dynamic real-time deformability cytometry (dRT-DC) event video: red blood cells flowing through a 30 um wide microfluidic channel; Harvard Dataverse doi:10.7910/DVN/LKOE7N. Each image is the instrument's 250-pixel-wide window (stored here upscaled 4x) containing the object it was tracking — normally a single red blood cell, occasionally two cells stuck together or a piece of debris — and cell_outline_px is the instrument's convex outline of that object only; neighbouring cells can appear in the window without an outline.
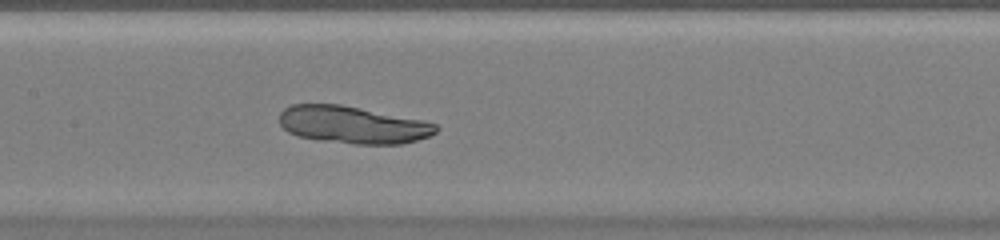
{"species": "common noctule bat (a hibernating species)", "species_latin": "Nyctalus noctula", "temperature_condition": "warm", "stored_images_in_passage": 48, "camera_frame_rate_fps": 3000, "um_per_image_px": 0.085, "animal": {"sex": "female", "body_mass_g": 20.0, "forearm_length_mm": 54.0}, "frame": {"image": 1, "passage_image": 22, "time_ms": 7.0, "image_size_px": [1000, 240], "cell_outline_px": [[440, 128], [436, 132], [428, 136], [416, 140], [400, 144], [352, 144], [320, 140], [300, 136], [288, 132], [280, 124], [280, 112], [284, 108], [292, 104], [340, 104], [424, 120], [436, 124]], "centroid_in_image_um": [29.99, 10.6], "position_along_channel_um": 177.4, "area_um2": 34.04}}